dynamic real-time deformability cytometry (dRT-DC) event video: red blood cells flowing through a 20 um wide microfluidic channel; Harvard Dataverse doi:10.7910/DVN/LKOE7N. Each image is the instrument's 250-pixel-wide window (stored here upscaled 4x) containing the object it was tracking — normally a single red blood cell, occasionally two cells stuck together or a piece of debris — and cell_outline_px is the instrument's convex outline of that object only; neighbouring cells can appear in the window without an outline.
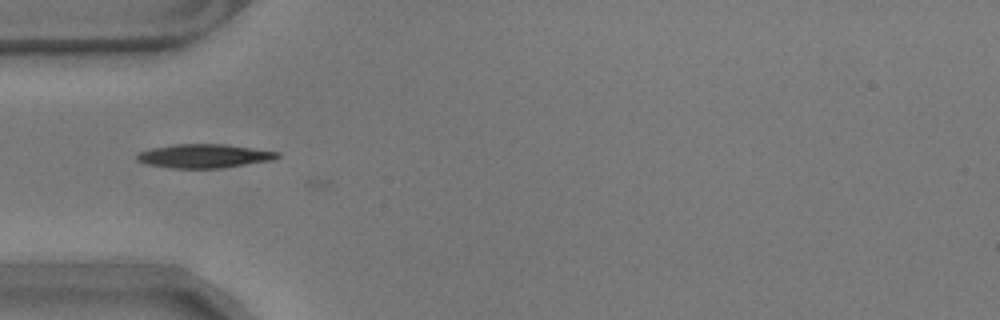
{"species": "common noctule bat (a hibernating species)", "species_latin": "Nyctalus noctula", "temperature_condition": "warm", "stored_images_in_passage": 5, "camera_frame_rate_fps": 3000, "um_per_image_px": 0.085, "animal": {"sex": "male", "body_mass_g": 17.9}, "frame": {"image": 1, "passage_image": 1, "time_ms": 0.0, "image_size_px": [1000, 320], "cell_outline_px": [[280, 156], [272, 160], [220, 168], [172, 168], [144, 164], [136, 160], [136, 152], [152, 148], [176, 144], [224, 144], [280, 152]], "centroid_in_image_um": [17.29, 13.26], "position_along_channel_um": 67.7, "area_um2": 19.48}}